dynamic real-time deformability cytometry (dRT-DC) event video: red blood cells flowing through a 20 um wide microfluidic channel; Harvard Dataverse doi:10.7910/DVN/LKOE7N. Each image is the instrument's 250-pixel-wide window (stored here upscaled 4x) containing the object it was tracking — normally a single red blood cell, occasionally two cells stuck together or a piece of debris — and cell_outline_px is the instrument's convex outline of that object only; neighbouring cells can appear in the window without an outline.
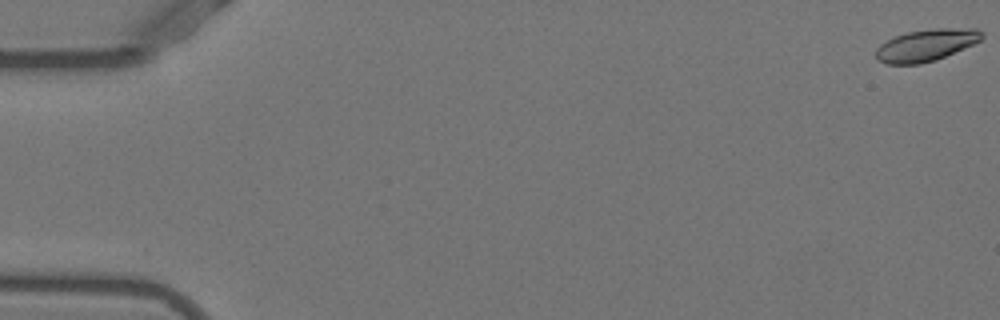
{"species": "Egyptian fruit bat (a non-hibernating species)", "species_latin": "Rousettus aegyptiacus", "temperature_condition": "warm", "stored_images_in_passage": 53, "camera_frame_rate_fps": 3000, "um_per_image_px": 0.085, "animal": {"sex": "female"}, "frame": {"image": 1, "passage_image": 1, "time_ms": 0.0, "image_size_px": [1000, 320], "cell_outline_px": [[984, 36], [980, 40], [972, 44], [936, 60], [920, 64], [884, 64], [876, 56], [876, 48], [880, 44], [896, 36], [908, 32], [936, 28], [976, 28], [984, 32]], "centroid_in_image_um": [78.73, 3.83], "position_along_channel_um": 6.3, "area_um2": 19.54}}
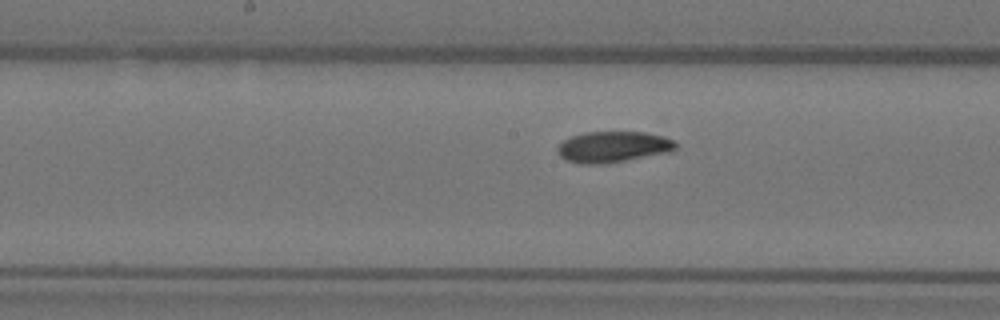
{"frame": {"image": 2, "passage_image": 28, "time_ms": 9.0, "image_size_px": [1000, 320], "cell_outline_px": [[676, 148], [672, 152], [604, 164], [580, 164], [564, 160], [556, 152], [556, 148], [564, 140], [572, 136], [584, 132], [644, 132], [664, 136], [672, 140], [676, 144]], "centroid_in_image_um": [52.09, 12.49], "position_along_channel_um": 196.1, "area_um2": 21.56}}
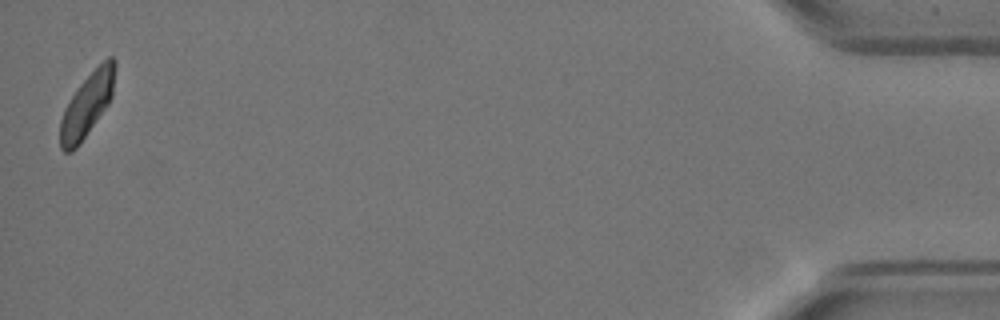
{"frame": {"image": 3, "passage_image": 53, "time_ms": 17.333, "image_size_px": [1000, 320], "cell_outline_px": [[116, 68], [112, 96], [108, 104], [80, 144], [72, 152], [64, 152], [60, 148], [60, 120], [64, 108], [80, 84], [108, 56], [112, 56], [116, 60]], "centroid_in_image_um": [7.4, 8.92], "position_along_channel_um": 427.8, "area_um2": 20.17}, "authors_computed_cell_mechanics": {"area_um2": 20.9236, "velocity_mm_per_s": 3.8724, "shape_relaxation_time_tau1_ms": 3.3023, "shape_relaxation_time_tau2_ms": 5.3082, "deformation_change_tau1": 0.1282, "deformation_change_tau2": 0.0851}}